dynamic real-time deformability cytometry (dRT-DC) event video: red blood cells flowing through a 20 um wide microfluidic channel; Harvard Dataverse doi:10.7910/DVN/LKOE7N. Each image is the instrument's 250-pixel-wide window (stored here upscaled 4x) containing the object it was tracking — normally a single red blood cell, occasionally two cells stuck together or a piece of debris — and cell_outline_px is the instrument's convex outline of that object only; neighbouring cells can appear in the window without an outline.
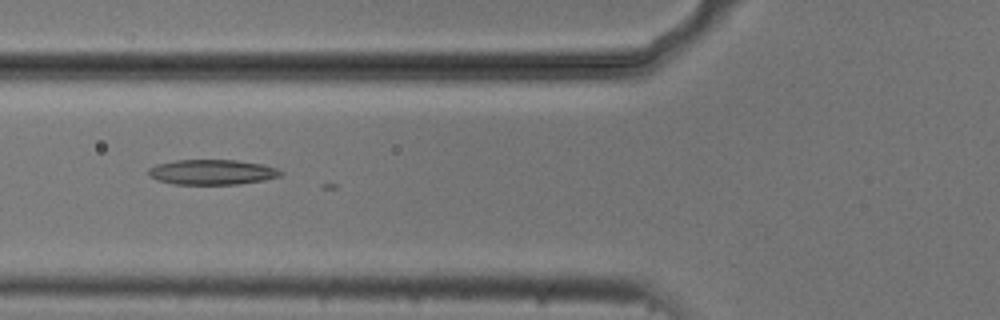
{"species": "common noctule bat (a hibernating species)", "species_latin": "Nyctalus noctula", "temperature_condition": "cold", "stored_images_in_passage": 37, "camera_frame_rate_fps": 3000, "um_per_image_px": 0.085, "animal": {"sex": "male", "body_mass_g": 20.5, "forearm_length_mm": 52.5}, "frame": {"image": 1, "passage_image": 13, "time_ms": 4.0, "image_size_px": [1000, 320], "cell_outline_px": [[284, 172], [280, 176], [264, 180], [240, 184], [172, 184], [156, 180], [148, 172], [148, 168], [156, 164], [176, 160], [236, 160], [264, 164], [276, 168]], "centroid_in_image_um": [18.04, 14.63], "position_along_channel_um": 107.8, "area_um2": 19.42}}
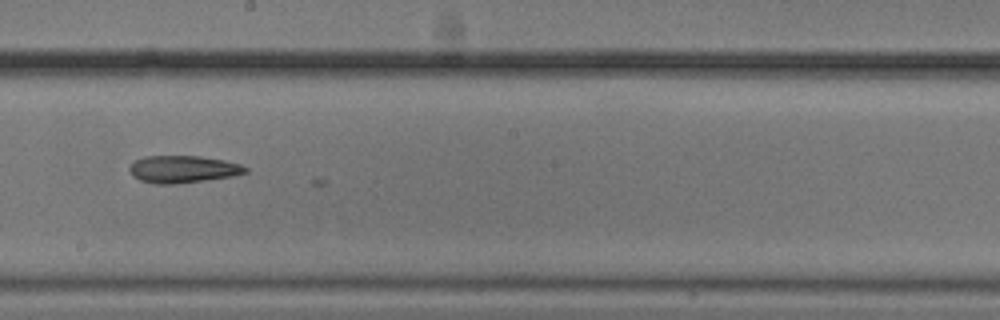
{"frame": {"image": 2, "passage_image": 23, "time_ms": 7.333, "image_size_px": [1000, 320], "cell_outline_px": [[248, 172], [232, 176], [176, 184], [156, 184], [140, 180], [132, 176], [128, 168], [136, 160], [144, 156], [200, 156], [224, 160], [240, 164], [248, 168]], "centroid_in_image_um": [15.54, 14.38], "position_along_channel_um": 232.7, "area_um2": 18.38}}
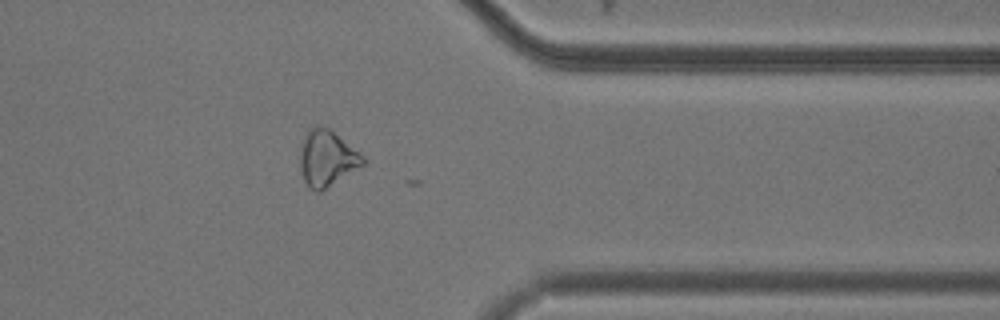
{"frame": {"image": 3, "passage_image": 36, "time_ms": 11.667, "image_size_px": [1000, 320], "cell_outline_px": [[364, 164], [320, 192], [316, 192], [308, 188], [304, 180], [300, 168], [300, 144], [304, 136], [316, 124], [320, 124], [332, 128], [360, 152], [364, 156]], "centroid_in_image_um": [27.78, 13.41], "position_along_channel_um": 383.6, "area_um2": 20.87}}